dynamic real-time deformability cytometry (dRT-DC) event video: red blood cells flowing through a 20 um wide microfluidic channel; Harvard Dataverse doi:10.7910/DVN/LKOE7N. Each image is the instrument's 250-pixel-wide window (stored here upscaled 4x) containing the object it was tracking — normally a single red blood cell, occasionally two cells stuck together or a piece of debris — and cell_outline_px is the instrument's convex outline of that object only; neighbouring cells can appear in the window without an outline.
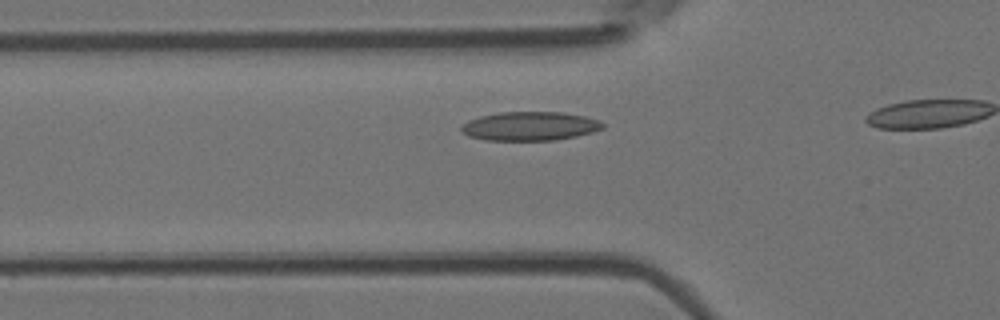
{"species": "Egyptian fruit bat (a non-hibernating species)", "species_latin": "Rousettus aegyptiacus", "temperature_condition": "room temperature", "stored_images_in_passage": 17, "camera_frame_rate_fps": 3000, "um_per_image_px": 0.085, "animal": {"sex": "female"}, "frame": {"image": 1, "passage_image": 12, "time_ms": 3.667, "image_size_px": [1000, 320], "cell_outline_px": [[604, 128], [592, 132], [576, 136], [552, 140], [484, 140], [468, 136], [460, 128], [468, 120], [480, 116], [500, 112], [560, 112], [584, 116], [600, 120], [604, 124]], "centroid_in_image_um": [45.05, 10.72], "position_along_channel_um": 80.8, "area_um2": 23.7}}
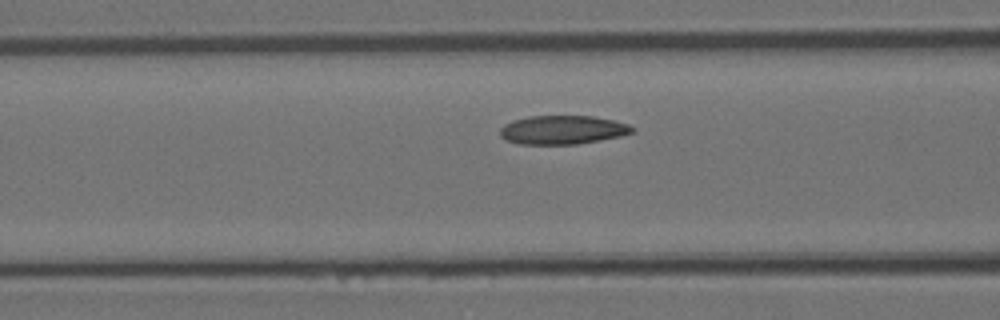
{"frame": {"image": 2, "passage_image": 15, "time_ms": 4.667, "image_size_px": [1000, 320], "cell_outline_px": [[636, 132], [620, 136], [600, 140], [576, 144], [520, 144], [508, 140], [500, 136], [500, 128], [504, 124], [512, 120], [528, 116], [592, 116], [612, 120], [628, 124], [636, 128]], "centroid_in_image_um": [47.83, 11.03], "position_along_channel_um": 118.8, "area_um2": 22.2}}